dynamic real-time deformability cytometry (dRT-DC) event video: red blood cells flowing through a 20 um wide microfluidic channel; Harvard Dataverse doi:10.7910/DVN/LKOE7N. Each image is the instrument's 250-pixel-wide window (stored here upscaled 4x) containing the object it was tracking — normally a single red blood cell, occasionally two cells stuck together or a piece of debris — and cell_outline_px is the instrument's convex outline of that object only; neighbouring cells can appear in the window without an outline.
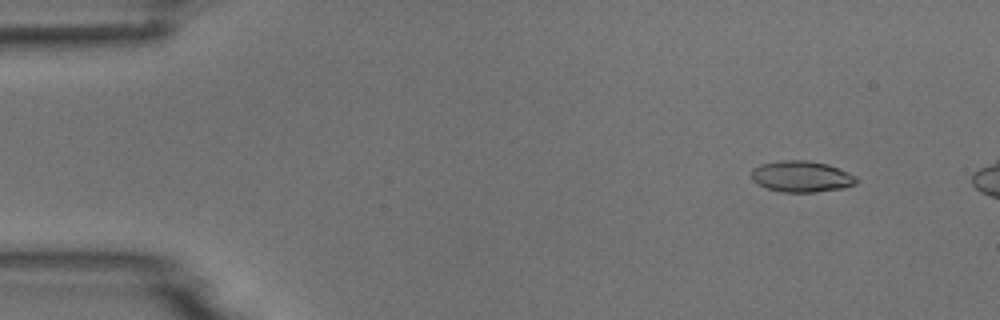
{"species": "common noctule bat (a hibernating species)", "species_latin": "Nyctalus noctula", "temperature_condition": "room temperature", "stored_images_in_passage": 5, "camera_frame_rate_fps": 3000, "um_per_image_px": 0.085, "animal": {"sex": "male", "body_mass_g": 18.8}, "frame": {"image": 1, "passage_image": 2, "time_ms": 1.0, "image_size_px": [1000, 320], "cell_outline_px": [[860, 180], [856, 184], [844, 188], [816, 192], [780, 192], [768, 188], [752, 180], [752, 168], [760, 164], [784, 160], [808, 160], [828, 164], [856, 176]], "centroid_in_image_um": [68.16, 15.0], "position_along_channel_um": 16.8, "area_um2": 19.13}}